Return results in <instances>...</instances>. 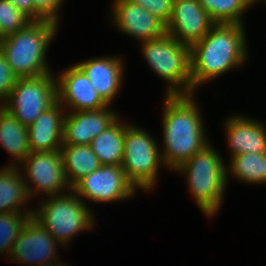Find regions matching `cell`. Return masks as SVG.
<instances>
[{
  "instance_id": "obj_15",
  "label": "cell",
  "mask_w": 266,
  "mask_h": 266,
  "mask_svg": "<svg viewBox=\"0 0 266 266\" xmlns=\"http://www.w3.org/2000/svg\"><path fill=\"white\" fill-rule=\"evenodd\" d=\"M123 58L114 56H100L78 62L76 65L84 72L92 87L98 95L107 104H113L116 96L124 84V66Z\"/></svg>"
},
{
  "instance_id": "obj_17",
  "label": "cell",
  "mask_w": 266,
  "mask_h": 266,
  "mask_svg": "<svg viewBox=\"0 0 266 266\" xmlns=\"http://www.w3.org/2000/svg\"><path fill=\"white\" fill-rule=\"evenodd\" d=\"M225 136L230 157L266 152V124L247 115L234 114L225 119Z\"/></svg>"
},
{
  "instance_id": "obj_22",
  "label": "cell",
  "mask_w": 266,
  "mask_h": 266,
  "mask_svg": "<svg viewBox=\"0 0 266 266\" xmlns=\"http://www.w3.org/2000/svg\"><path fill=\"white\" fill-rule=\"evenodd\" d=\"M60 152L66 179L71 188L101 166L90 145H62Z\"/></svg>"
},
{
  "instance_id": "obj_5",
  "label": "cell",
  "mask_w": 266,
  "mask_h": 266,
  "mask_svg": "<svg viewBox=\"0 0 266 266\" xmlns=\"http://www.w3.org/2000/svg\"><path fill=\"white\" fill-rule=\"evenodd\" d=\"M43 198V201L39 200L38 208L33 209L32 217L62 247L67 248L74 237L95 227L96 219L92 208L86 205L73 190Z\"/></svg>"
},
{
  "instance_id": "obj_24",
  "label": "cell",
  "mask_w": 266,
  "mask_h": 266,
  "mask_svg": "<svg viewBox=\"0 0 266 266\" xmlns=\"http://www.w3.org/2000/svg\"><path fill=\"white\" fill-rule=\"evenodd\" d=\"M216 23L242 24L243 16L250 10L249 0H198Z\"/></svg>"
},
{
  "instance_id": "obj_19",
  "label": "cell",
  "mask_w": 266,
  "mask_h": 266,
  "mask_svg": "<svg viewBox=\"0 0 266 266\" xmlns=\"http://www.w3.org/2000/svg\"><path fill=\"white\" fill-rule=\"evenodd\" d=\"M30 201L32 199L28 195L26 184L19 168L0 166V213H26L31 217L33 209L27 206Z\"/></svg>"
},
{
  "instance_id": "obj_26",
  "label": "cell",
  "mask_w": 266,
  "mask_h": 266,
  "mask_svg": "<svg viewBox=\"0 0 266 266\" xmlns=\"http://www.w3.org/2000/svg\"><path fill=\"white\" fill-rule=\"evenodd\" d=\"M30 21L9 0H0V39L16 33Z\"/></svg>"
},
{
  "instance_id": "obj_29",
  "label": "cell",
  "mask_w": 266,
  "mask_h": 266,
  "mask_svg": "<svg viewBox=\"0 0 266 266\" xmlns=\"http://www.w3.org/2000/svg\"><path fill=\"white\" fill-rule=\"evenodd\" d=\"M35 7L47 18L60 24L61 13L65 0H34Z\"/></svg>"
},
{
  "instance_id": "obj_16",
  "label": "cell",
  "mask_w": 266,
  "mask_h": 266,
  "mask_svg": "<svg viewBox=\"0 0 266 266\" xmlns=\"http://www.w3.org/2000/svg\"><path fill=\"white\" fill-rule=\"evenodd\" d=\"M110 105L100 110L66 112L63 145H90L118 117Z\"/></svg>"
},
{
  "instance_id": "obj_3",
  "label": "cell",
  "mask_w": 266,
  "mask_h": 266,
  "mask_svg": "<svg viewBox=\"0 0 266 266\" xmlns=\"http://www.w3.org/2000/svg\"><path fill=\"white\" fill-rule=\"evenodd\" d=\"M59 25L51 19L30 21L16 33L0 39V51L17 77H36L52 72L47 53Z\"/></svg>"
},
{
  "instance_id": "obj_30",
  "label": "cell",
  "mask_w": 266,
  "mask_h": 266,
  "mask_svg": "<svg viewBox=\"0 0 266 266\" xmlns=\"http://www.w3.org/2000/svg\"><path fill=\"white\" fill-rule=\"evenodd\" d=\"M19 11L31 21L47 19L36 7L34 0H9Z\"/></svg>"
},
{
  "instance_id": "obj_20",
  "label": "cell",
  "mask_w": 266,
  "mask_h": 266,
  "mask_svg": "<svg viewBox=\"0 0 266 266\" xmlns=\"http://www.w3.org/2000/svg\"><path fill=\"white\" fill-rule=\"evenodd\" d=\"M0 146L12 157L6 166L17 167L31 152L28 127L0 105Z\"/></svg>"
},
{
  "instance_id": "obj_23",
  "label": "cell",
  "mask_w": 266,
  "mask_h": 266,
  "mask_svg": "<svg viewBox=\"0 0 266 266\" xmlns=\"http://www.w3.org/2000/svg\"><path fill=\"white\" fill-rule=\"evenodd\" d=\"M228 161L229 163L226 164L227 183L232 177L248 185L266 184V152L235 155Z\"/></svg>"
},
{
  "instance_id": "obj_7",
  "label": "cell",
  "mask_w": 266,
  "mask_h": 266,
  "mask_svg": "<svg viewBox=\"0 0 266 266\" xmlns=\"http://www.w3.org/2000/svg\"><path fill=\"white\" fill-rule=\"evenodd\" d=\"M136 123L125 121L124 156L122 168L127 179L142 192H151L160 176L159 168L165 167L157 140Z\"/></svg>"
},
{
  "instance_id": "obj_27",
  "label": "cell",
  "mask_w": 266,
  "mask_h": 266,
  "mask_svg": "<svg viewBox=\"0 0 266 266\" xmlns=\"http://www.w3.org/2000/svg\"><path fill=\"white\" fill-rule=\"evenodd\" d=\"M131 2L147 9L152 15L159 18L166 25L169 22L174 0H130Z\"/></svg>"
},
{
  "instance_id": "obj_4",
  "label": "cell",
  "mask_w": 266,
  "mask_h": 266,
  "mask_svg": "<svg viewBox=\"0 0 266 266\" xmlns=\"http://www.w3.org/2000/svg\"><path fill=\"white\" fill-rule=\"evenodd\" d=\"M221 156L210 142L174 170L184 175L189 193L206 218L215 217L225 199L228 183L226 162Z\"/></svg>"
},
{
  "instance_id": "obj_9",
  "label": "cell",
  "mask_w": 266,
  "mask_h": 266,
  "mask_svg": "<svg viewBox=\"0 0 266 266\" xmlns=\"http://www.w3.org/2000/svg\"><path fill=\"white\" fill-rule=\"evenodd\" d=\"M17 167L32 199L38 195L47 197L72 190L66 179L60 150L30 152Z\"/></svg>"
},
{
  "instance_id": "obj_12",
  "label": "cell",
  "mask_w": 266,
  "mask_h": 266,
  "mask_svg": "<svg viewBox=\"0 0 266 266\" xmlns=\"http://www.w3.org/2000/svg\"><path fill=\"white\" fill-rule=\"evenodd\" d=\"M111 20L123 35L135 38L138 43L157 39L167 33L166 24L147 9L130 0H113Z\"/></svg>"
},
{
  "instance_id": "obj_28",
  "label": "cell",
  "mask_w": 266,
  "mask_h": 266,
  "mask_svg": "<svg viewBox=\"0 0 266 266\" xmlns=\"http://www.w3.org/2000/svg\"><path fill=\"white\" fill-rule=\"evenodd\" d=\"M18 78L0 51V105L8 98Z\"/></svg>"
},
{
  "instance_id": "obj_25",
  "label": "cell",
  "mask_w": 266,
  "mask_h": 266,
  "mask_svg": "<svg viewBox=\"0 0 266 266\" xmlns=\"http://www.w3.org/2000/svg\"><path fill=\"white\" fill-rule=\"evenodd\" d=\"M30 216L26 213H0V254L7 260L23 225ZM4 254V255H3Z\"/></svg>"
},
{
  "instance_id": "obj_13",
  "label": "cell",
  "mask_w": 266,
  "mask_h": 266,
  "mask_svg": "<svg viewBox=\"0 0 266 266\" xmlns=\"http://www.w3.org/2000/svg\"><path fill=\"white\" fill-rule=\"evenodd\" d=\"M55 76L57 101L66 112L100 110L108 106L76 64L64 68Z\"/></svg>"
},
{
  "instance_id": "obj_18",
  "label": "cell",
  "mask_w": 266,
  "mask_h": 266,
  "mask_svg": "<svg viewBox=\"0 0 266 266\" xmlns=\"http://www.w3.org/2000/svg\"><path fill=\"white\" fill-rule=\"evenodd\" d=\"M65 108L57 101L28 126L31 152L60 150L63 145Z\"/></svg>"
},
{
  "instance_id": "obj_14",
  "label": "cell",
  "mask_w": 266,
  "mask_h": 266,
  "mask_svg": "<svg viewBox=\"0 0 266 266\" xmlns=\"http://www.w3.org/2000/svg\"><path fill=\"white\" fill-rule=\"evenodd\" d=\"M215 24L198 0H174L166 30L179 43L191 47Z\"/></svg>"
},
{
  "instance_id": "obj_10",
  "label": "cell",
  "mask_w": 266,
  "mask_h": 266,
  "mask_svg": "<svg viewBox=\"0 0 266 266\" xmlns=\"http://www.w3.org/2000/svg\"><path fill=\"white\" fill-rule=\"evenodd\" d=\"M72 190L86 204L87 200L99 204L127 201L138 190L127 179L122 166L101 165L81 179Z\"/></svg>"
},
{
  "instance_id": "obj_32",
  "label": "cell",
  "mask_w": 266,
  "mask_h": 266,
  "mask_svg": "<svg viewBox=\"0 0 266 266\" xmlns=\"http://www.w3.org/2000/svg\"><path fill=\"white\" fill-rule=\"evenodd\" d=\"M57 266H68V265L64 263V264H59Z\"/></svg>"
},
{
  "instance_id": "obj_8",
  "label": "cell",
  "mask_w": 266,
  "mask_h": 266,
  "mask_svg": "<svg viewBox=\"0 0 266 266\" xmlns=\"http://www.w3.org/2000/svg\"><path fill=\"white\" fill-rule=\"evenodd\" d=\"M56 102V76L51 72L36 77L18 78L1 106L28 127Z\"/></svg>"
},
{
  "instance_id": "obj_11",
  "label": "cell",
  "mask_w": 266,
  "mask_h": 266,
  "mask_svg": "<svg viewBox=\"0 0 266 266\" xmlns=\"http://www.w3.org/2000/svg\"><path fill=\"white\" fill-rule=\"evenodd\" d=\"M59 245L54 237L31 216L19 232L7 259L27 266H57L61 264L57 255Z\"/></svg>"
},
{
  "instance_id": "obj_1",
  "label": "cell",
  "mask_w": 266,
  "mask_h": 266,
  "mask_svg": "<svg viewBox=\"0 0 266 266\" xmlns=\"http://www.w3.org/2000/svg\"><path fill=\"white\" fill-rule=\"evenodd\" d=\"M195 96L164 95L162 99L163 146L160 151L165 168L172 171L210 143Z\"/></svg>"
},
{
  "instance_id": "obj_6",
  "label": "cell",
  "mask_w": 266,
  "mask_h": 266,
  "mask_svg": "<svg viewBox=\"0 0 266 266\" xmlns=\"http://www.w3.org/2000/svg\"><path fill=\"white\" fill-rule=\"evenodd\" d=\"M142 57L165 80V96L197 94L191 85L190 47L165 35L140 43Z\"/></svg>"
},
{
  "instance_id": "obj_21",
  "label": "cell",
  "mask_w": 266,
  "mask_h": 266,
  "mask_svg": "<svg viewBox=\"0 0 266 266\" xmlns=\"http://www.w3.org/2000/svg\"><path fill=\"white\" fill-rule=\"evenodd\" d=\"M125 121L118 117L97 137L90 147L97 155L101 165L121 166L124 156Z\"/></svg>"
},
{
  "instance_id": "obj_31",
  "label": "cell",
  "mask_w": 266,
  "mask_h": 266,
  "mask_svg": "<svg viewBox=\"0 0 266 266\" xmlns=\"http://www.w3.org/2000/svg\"><path fill=\"white\" fill-rule=\"evenodd\" d=\"M250 1V5L251 7L254 5H257V3H261L260 1H265L264 3H266V0H249Z\"/></svg>"
},
{
  "instance_id": "obj_2",
  "label": "cell",
  "mask_w": 266,
  "mask_h": 266,
  "mask_svg": "<svg viewBox=\"0 0 266 266\" xmlns=\"http://www.w3.org/2000/svg\"><path fill=\"white\" fill-rule=\"evenodd\" d=\"M247 34L242 24H215L197 43L190 47L191 85L199 87L246 66L248 59Z\"/></svg>"
}]
</instances>
